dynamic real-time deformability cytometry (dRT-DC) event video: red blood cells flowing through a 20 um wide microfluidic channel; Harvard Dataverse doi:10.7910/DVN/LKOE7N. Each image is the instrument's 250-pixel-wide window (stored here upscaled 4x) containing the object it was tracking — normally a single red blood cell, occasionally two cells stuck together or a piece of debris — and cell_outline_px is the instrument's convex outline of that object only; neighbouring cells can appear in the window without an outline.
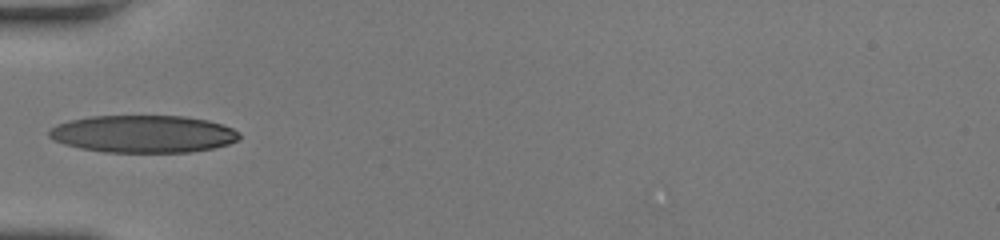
{"species": "human", "species_latin": "Homo sapiens", "temperature_condition": "room temperature", "stored_images_in_passage": 30, "camera_frame_rate_fps": 3000, "um_per_image_px": 0.085, "donor": {"sex": "female"}, "frame": {"image": 1, "passage_image": 1, "time_ms": 0.0, "image_size_px": [1000, 240], "cell_outline_px": [[240, 140], [228, 144], [212, 148], [192, 152], [104, 152], [80, 148], [64, 144], [52, 140], [48, 136], [48, 132], [56, 124], [68, 120], [92, 116], [184, 116], [208, 120], [232, 128], [240, 132]], "centroid_in_image_um": [12.16, 11.38], "position_along_channel_um": 72.8, "area_um2": 41.67}}
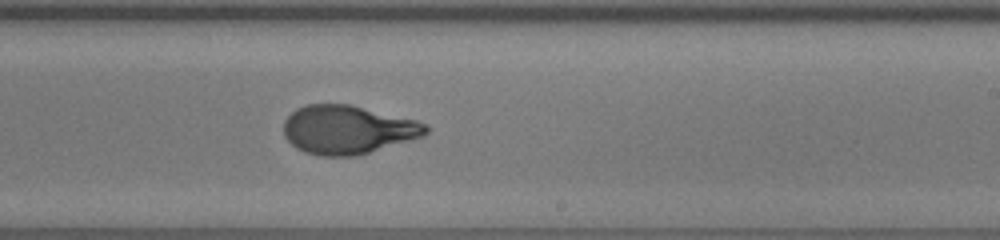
{"frame": {"image": 2, "passage_image": 13, "time_ms": 4.0, "image_size_px": [1000, 240], "cell_outline_px": [[428, 132], [424, 136], [412, 140], [356, 156], [320, 156], [304, 152], [296, 148], [284, 136], [284, 120], [296, 108], [304, 104], [348, 104], [416, 120], [428, 124]], "centroid_in_image_um": [29.55, 11.03], "position_along_channel_um": 259.4, "area_um2": 40.4}}
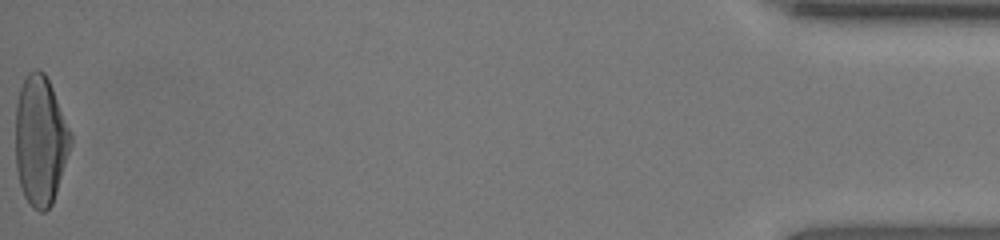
{"frame": {"image": 3, "passage_image": 30, "time_ms": 9.667, "image_size_px": [1000, 240], "cell_outline_px": [[72, 144], [52, 204], [44, 212], [40, 212], [32, 208], [24, 196], [20, 184], [16, 168], [16, 104], [20, 88], [28, 72], [36, 68], [44, 72], [52, 88], [72, 132]], "centroid_in_image_um": [3.44, 11.95], "position_along_channel_um": 431.8, "area_um2": 41.67}}